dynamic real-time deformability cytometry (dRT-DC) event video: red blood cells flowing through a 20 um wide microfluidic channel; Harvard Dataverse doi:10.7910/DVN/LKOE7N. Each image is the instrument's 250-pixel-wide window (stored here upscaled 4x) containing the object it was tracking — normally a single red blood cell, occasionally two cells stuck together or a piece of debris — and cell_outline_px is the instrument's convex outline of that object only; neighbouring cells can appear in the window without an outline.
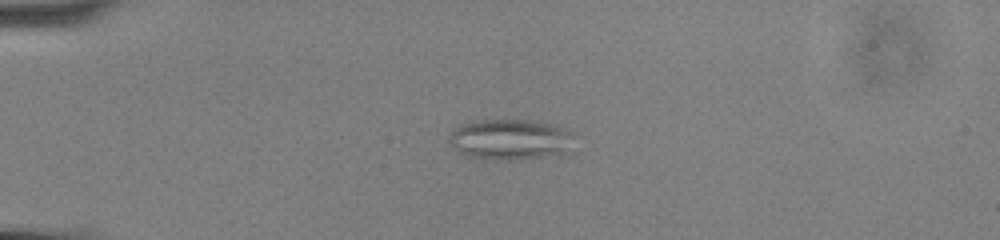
{"species": "common noctule bat (a hibernating species)", "species_latin": "Nyctalus noctula", "temperature_condition": "cold", "stored_images_in_passage": 59, "camera_frame_rate_fps": 3000, "um_per_image_px": 0.085, "animal": {"sex": "male", "body_mass_g": 13.0, "forearm_length_mm": 53.1}, "frame": {"image": 1, "passage_image": 16, "time_ms": 5.0, "image_size_px": [1000, 240], "cell_outline_px": [[576, 132], [564, 152], [560, 156], [508, 160], [504, 160], [468, 156], [452, 148], [448, 140], [448, 136], [460, 124], [476, 120], [528, 120], [556, 124], [572, 128]], "centroid_in_image_um": [43.42, 11.84], "position_along_channel_um": 41.6, "area_um2": 30.11}}
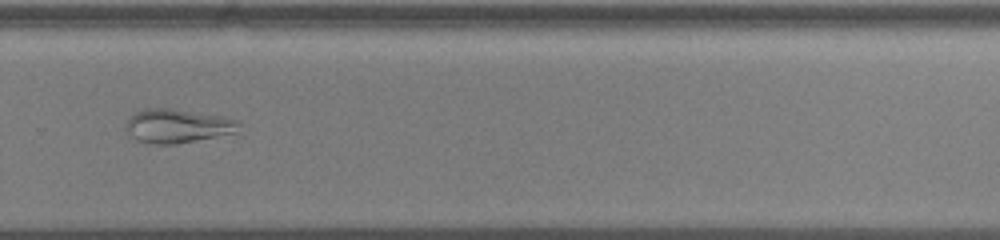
{"frame": {"image": 2, "passage_image": 42, "time_ms": 13.667, "image_size_px": [1000, 240], "cell_outline_px": [[240, 132], [176, 144], [152, 144], [136, 140], [124, 128], [124, 124], [136, 112], [144, 108], [168, 108], [220, 116], [236, 120], [240, 124]], "centroid_in_image_um": [15.08, 10.72], "position_along_channel_um": 314.7, "area_um2": 22.25}}
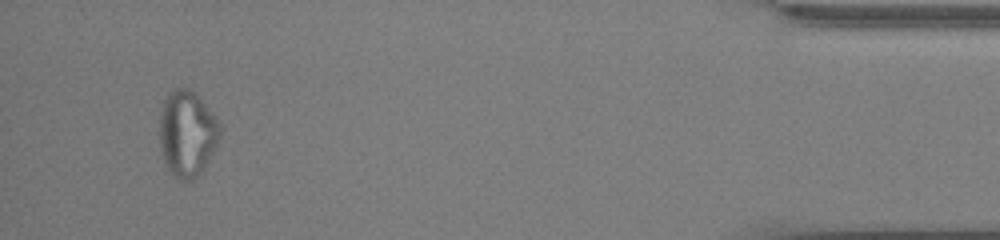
{"frame": {"image": 3, "passage_image": 56, "time_ms": 18.333, "image_size_px": [1000, 240], "cell_outline_px": [[220, 132], [216, 144], [200, 176], [192, 180], [176, 180], [168, 168], [164, 160], [160, 148], [160, 112], [164, 100], [176, 88], [188, 88], [212, 112], [220, 124]], "centroid_in_image_um": [15.89, 11.4], "position_along_channel_um": 419.3, "area_um2": 29.82}}